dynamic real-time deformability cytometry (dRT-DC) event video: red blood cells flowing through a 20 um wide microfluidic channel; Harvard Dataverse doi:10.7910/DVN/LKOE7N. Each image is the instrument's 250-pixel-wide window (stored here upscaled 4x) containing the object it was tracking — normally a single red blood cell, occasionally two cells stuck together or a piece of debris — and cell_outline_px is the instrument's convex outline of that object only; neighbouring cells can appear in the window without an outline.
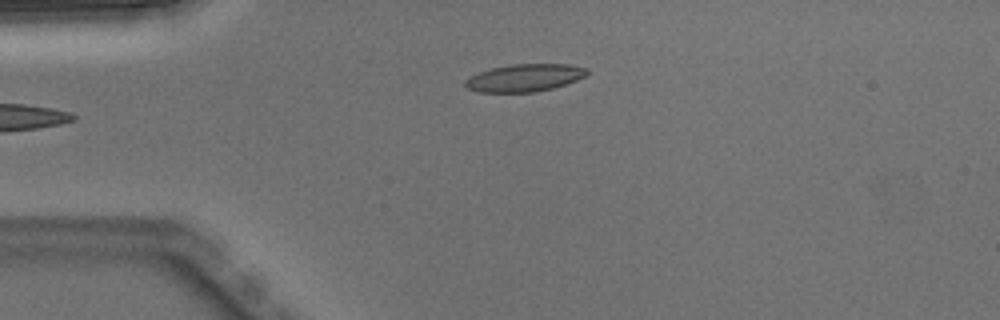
{"species": "Egyptian fruit bat (a non-hibernating species)", "species_latin": "Rousettus aegyptiacus", "temperature_condition": "warm", "stored_images_in_passage": 3, "camera_frame_rate_fps": 3000, "um_per_image_px": 0.085, "animal": {"sex": "male"}, "frame": {"image": 1, "passage_image": 3, "time_ms": 0.667, "image_size_px": [1000, 320], "cell_outline_px": [[588, 72], [584, 76], [576, 80], [552, 88], [536, 92], [480, 92], [468, 88], [464, 84], [464, 80], [480, 72], [492, 68], [512, 64], [568, 64], [588, 68]], "centroid_in_image_um": [44.59, 6.61], "position_along_channel_um": 40.4, "area_um2": 19.31}}